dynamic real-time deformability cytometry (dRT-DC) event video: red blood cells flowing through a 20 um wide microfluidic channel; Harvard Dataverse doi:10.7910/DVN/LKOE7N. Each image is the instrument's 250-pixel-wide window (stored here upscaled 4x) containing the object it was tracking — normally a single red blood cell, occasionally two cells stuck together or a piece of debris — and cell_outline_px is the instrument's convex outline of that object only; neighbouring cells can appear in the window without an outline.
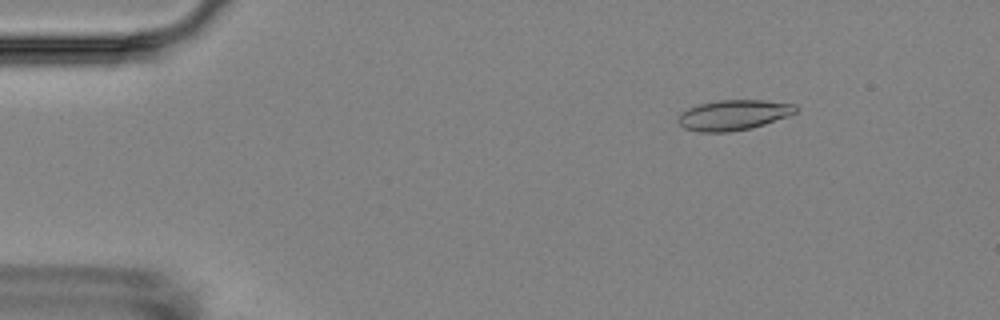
{"species": "Egyptian fruit bat (a non-hibernating species)", "species_latin": "Rousettus aegyptiacus", "temperature_condition": "room temperature", "stored_images_in_passage": 5, "camera_frame_rate_fps": 3000, "um_per_image_px": 0.085, "animal": {"sex": "female"}, "frame": {"image": 1, "passage_image": 3, "time_ms": 2.333, "image_size_px": [1000, 320], "cell_outline_px": [[800, 108], [796, 112], [788, 116], [764, 124], [748, 128], [728, 132], [700, 132], [684, 128], [676, 120], [680, 112], [688, 108], [700, 104], [720, 100], [764, 100], [796, 104]], "centroid_in_image_um": [62.35, 9.77], "position_along_channel_um": 22.7, "area_um2": 20.75}}